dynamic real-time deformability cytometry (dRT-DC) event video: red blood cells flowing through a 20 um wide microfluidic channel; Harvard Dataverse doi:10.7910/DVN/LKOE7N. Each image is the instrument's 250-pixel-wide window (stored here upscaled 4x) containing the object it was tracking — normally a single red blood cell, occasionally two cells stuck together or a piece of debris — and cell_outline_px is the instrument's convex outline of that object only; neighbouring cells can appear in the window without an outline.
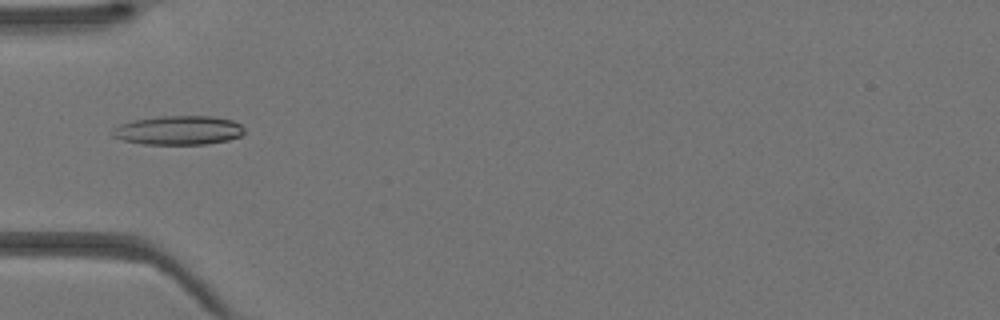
{"species": "Egyptian fruit bat (a non-hibernating species)", "species_latin": "Rousettus aegyptiacus", "temperature_condition": "warm", "stored_images_in_passage": 42, "camera_frame_rate_fps": 3000, "um_per_image_px": 0.085, "animal": {"sex": "female"}, "frame": {"image": 1, "passage_image": 14, "time_ms": 4.333, "image_size_px": [1000, 320], "cell_outline_px": [[244, 132], [240, 136], [228, 140], [208, 144], [144, 144], [124, 140], [112, 136], [112, 128], [120, 124], [132, 120], [160, 116], [212, 116], [232, 120], [240, 124], [244, 128]], "centroid_in_image_um": [15.17, 11.07], "position_along_channel_um": 69.8, "area_um2": 22.37}}
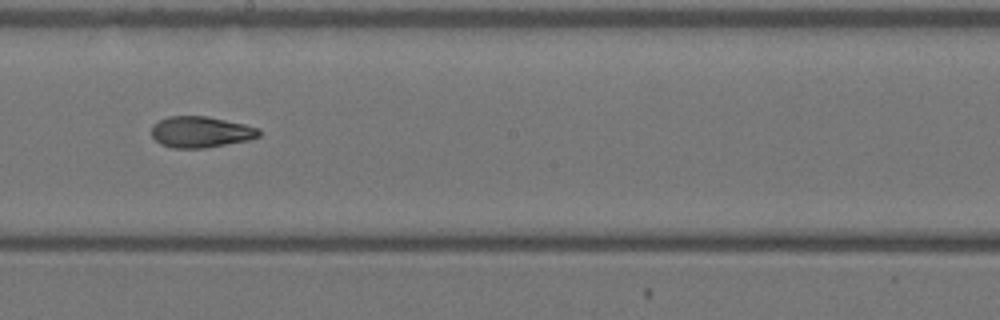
{"frame": {"image": 2, "passage_image": 24, "time_ms": 7.667, "image_size_px": [1000, 320], "cell_outline_px": [[260, 136], [248, 140], [204, 148], [172, 148], [160, 144], [152, 136], [152, 124], [168, 116], [208, 116], [244, 124], [260, 128]], "centroid_in_image_um": [17.06, 11.21], "position_along_channel_um": 231.1, "area_um2": 19.54}}
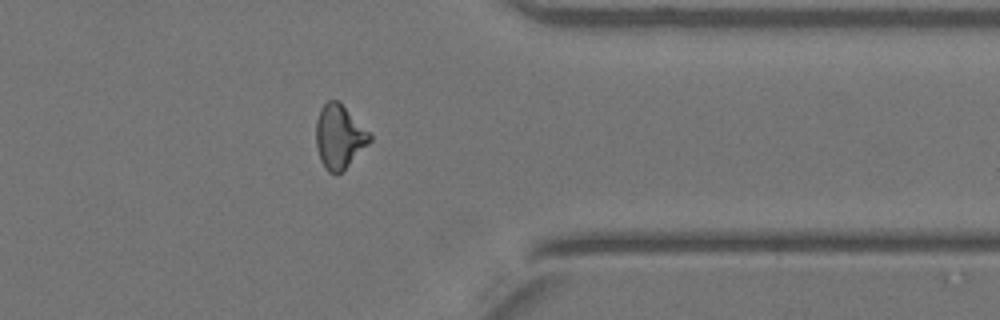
{"frame": {"image": 3, "passage_image": 34, "time_ms": 11.0, "image_size_px": [1000, 320], "cell_outline_px": [[372, 140], [340, 172], [328, 172], [324, 168], [320, 160], [316, 144], [316, 120], [320, 108], [328, 100], [336, 100], [372, 136]], "centroid_in_image_um": [28.79, 11.62], "position_along_channel_um": 382.6, "area_um2": 19.25}}